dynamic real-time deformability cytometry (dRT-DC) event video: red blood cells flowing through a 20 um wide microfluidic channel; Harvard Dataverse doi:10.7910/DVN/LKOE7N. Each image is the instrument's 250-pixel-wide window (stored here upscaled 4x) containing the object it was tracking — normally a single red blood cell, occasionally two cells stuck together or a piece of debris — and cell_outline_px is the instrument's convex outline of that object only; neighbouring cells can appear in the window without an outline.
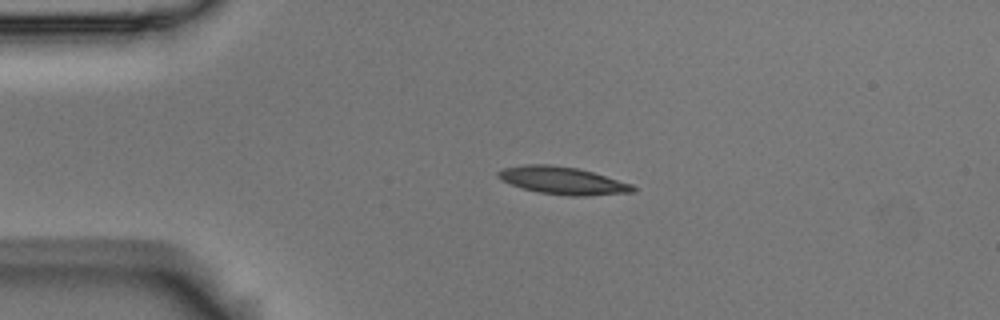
{"species": "Egyptian fruit bat (a non-hibernating species)", "species_latin": "Rousettus aegyptiacus", "temperature_condition": "room temperature", "stored_images_in_passage": 45, "camera_frame_rate_fps": 3000, "um_per_image_px": 0.085, "animal": {"sex": "male"}, "frame": {"image": 1, "passage_image": 1, "time_ms": 0.0, "image_size_px": [1000, 320], "cell_outline_px": [[636, 192], [588, 196], [572, 196], [540, 192], [524, 188], [500, 180], [496, 176], [496, 172], [504, 168], [524, 164], [552, 164], [576, 168], [592, 172], [632, 184], [636, 188]], "centroid_in_image_um": [47.83, 15.34], "position_along_channel_um": 37.2, "area_um2": 21.56}}
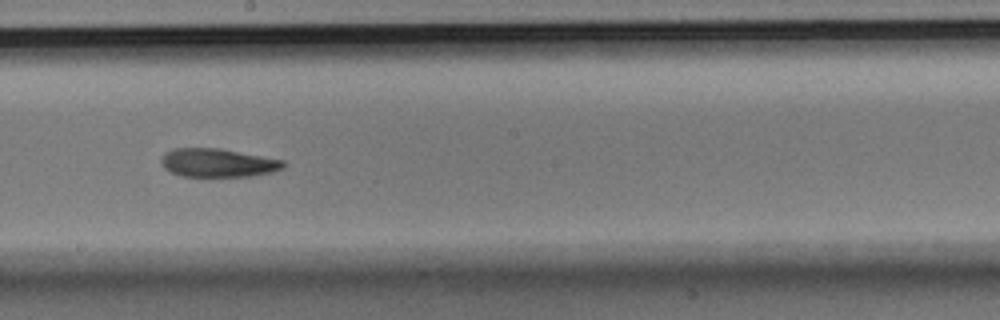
{"frame": {"image": 2, "passage_image": 20, "time_ms": 6.333, "image_size_px": [1000, 320], "cell_outline_px": [[284, 168], [272, 172], [252, 176], [180, 176], [164, 168], [160, 164], [160, 160], [164, 152], [172, 148], [220, 148], [284, 160]], "centroid_in_image_um": [18.48, 13.83], "position_along_channel_um": 229.7, "area_um2": 20.4}}
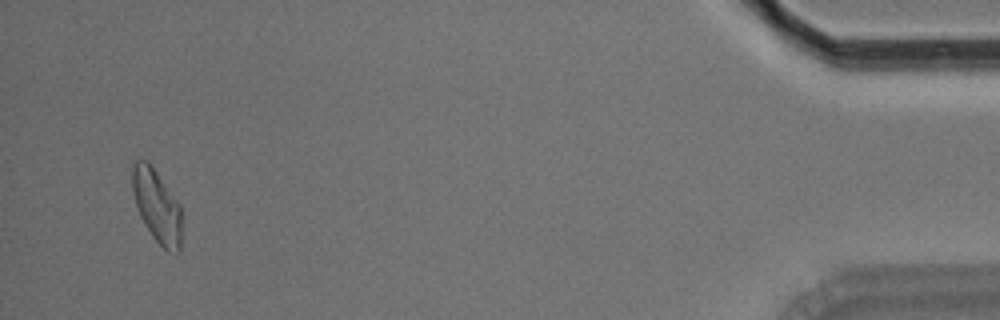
{"frame": {"image": 3, "passage_image": 43, "time_ms": 14.0, "image_size_px": [1000, 320], "cell_outline_px": [[180, 252], [168, 252], [152, 236], [144, 224], [136, 208], [132, 192], [132, 164], [136, 160], [148, 160], [180, 204]], "centroid_in_image_um": [13.3, 17.48], "position_along_channel_um": 421.9, "area_um2": 20.98}, "authors_computed_cell_mechanics": {"area_um2": 20.9814, "velocity_mm_per_s": 3.5411, "shape_relaxation_time_tau1_ms": 6.4644, "shape_relaxation_time_tau2_ms": 9.3138, "deformation_change_tau1": 0.1784, "deformation_change_tau2": 0.2016}}